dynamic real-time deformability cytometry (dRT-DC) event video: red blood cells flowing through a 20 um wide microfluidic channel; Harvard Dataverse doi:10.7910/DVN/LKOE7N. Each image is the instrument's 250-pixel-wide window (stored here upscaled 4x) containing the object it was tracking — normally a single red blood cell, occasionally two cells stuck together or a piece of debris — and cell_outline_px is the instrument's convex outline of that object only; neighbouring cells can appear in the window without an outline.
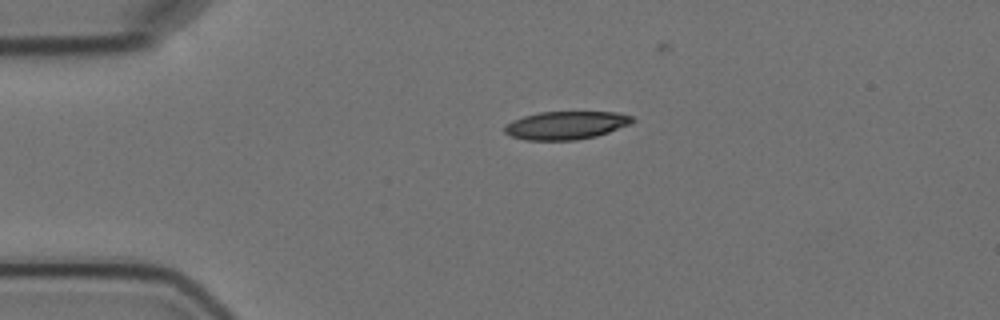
{"species": "Egyptian fruit bat (a non-hibernating species)", "species_latin": "Rousettus aegyptiacus", "temperature_condition": "cold", "stored_images_in_passage": 3, "camera_frame_rate_fps": 3000, "um_per_image_px": 0.085, "animal": {"sex": "female"}, "frame": {"image": 1, "passage_image": 1, "time_ms": 0.0, "image_size_px": [1000, 320], "cell_outline_px": [[636, 120], [632, 124], [596, 136], [576, 140], [524, 140], [512, 136], [504, 132], [504, 128], [512, 120], [524, 116], [540, 112], [616, 112], [632, 116]], "centroid_in_image_um": [48.14, 10.65], "position_along_channel_um": 36.9, "area_um2": 20.92}}